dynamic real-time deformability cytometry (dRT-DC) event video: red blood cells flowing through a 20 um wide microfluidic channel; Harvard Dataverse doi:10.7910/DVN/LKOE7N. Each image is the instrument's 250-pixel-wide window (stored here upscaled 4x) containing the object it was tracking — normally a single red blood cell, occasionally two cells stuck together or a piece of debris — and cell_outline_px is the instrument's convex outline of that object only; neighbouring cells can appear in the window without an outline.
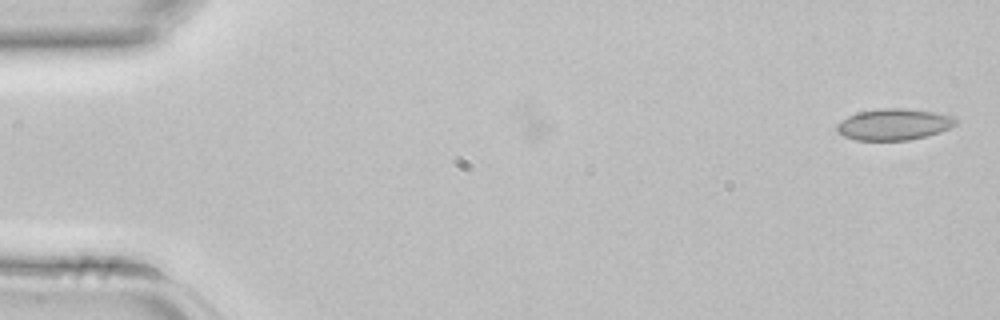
{"species": "common noctule bat (a hibernating species)", "species_latin": "Nyctalus noctula", "temperature_condition": "room temperature", "stored_images_in_passage": 2, "camera_frame_rate_fps": 3000, "um_per_image_px": 0.085, "animal": {"sex": "female", "body_mass_g": 22.7, "forearm_length_mm": 54.2}, "frame": {"image": 1, "passage_image": 2, "time_ms": 0.333, "image_size_px": [1000, 320], "cell_outline_px": [[960, 120], [952, 128], [940, 132], [908, 140], [856, 140], [844, 136], [836, 132], [836, 124], [848, 116], [856, 112], [880, 108], [904, 108], [932, 112], [956, 116]], "centroid_in_image_um": [76.0, 10.56], "position_along_channel_um": 9.0, "area_um2": 21.96}}